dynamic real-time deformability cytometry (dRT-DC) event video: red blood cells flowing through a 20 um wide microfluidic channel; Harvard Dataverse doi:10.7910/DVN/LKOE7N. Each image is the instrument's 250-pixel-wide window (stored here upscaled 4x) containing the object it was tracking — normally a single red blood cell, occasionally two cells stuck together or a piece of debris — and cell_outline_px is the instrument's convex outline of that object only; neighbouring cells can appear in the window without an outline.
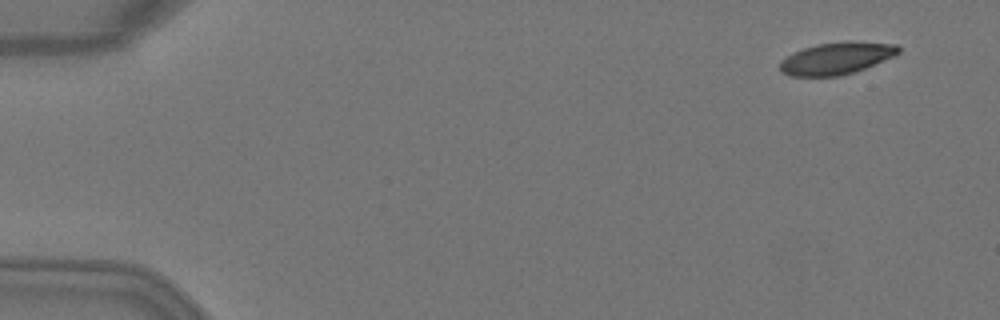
{"species": "Egyptian fruit bat (a non-hibernating species)", "species_latin": "Rousettus aegyptiacus", "temperature_condition": "warm", "stored_images_in_passage": 5, "camera_frame_rate_fps": 3000, "um_per_image_px": 0.085, "animal": {"sex": "female"}, "frame": {"image": 1, "passage_image": 1, "time_ms": 0.0, "image_size_px": [1000, 320], "cell_outline_px": [[900, 52], [896, 56], [864, 68], [840, 76], [792, 76], [780, 72], [780, 60], [792, 52], [816, 44], [848, 40], [896, 44], [900, 48]], "centroid_in_image_um": [71.1, 4.94], "position_along_channel_um": 13.9, "area_um2": 22.37}}
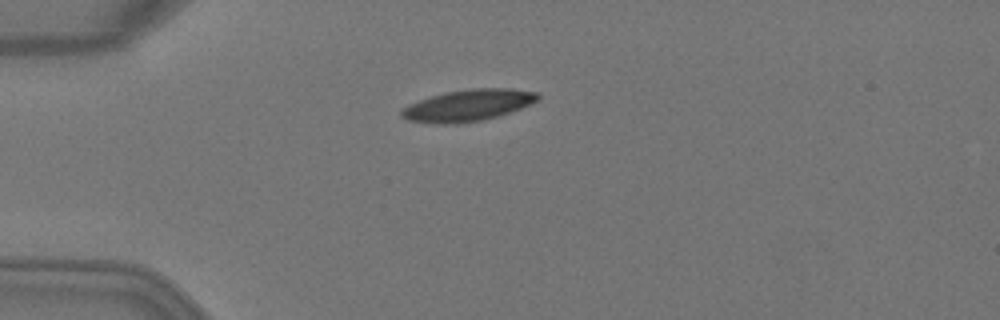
{"frame": {"image": 2, "passage_image": 4, "time_ms": 1.0, "image_size_px": [1000, 320], "cell_outline_px": [[540, 100], [500, 116], [480, 120], [456, 124], [440, 124], [408, 120], [400, 116], [400, 112], [408, 104], [444, 92], [472, 88], [512, 88], [540, 92]], "centroid_in_image_um": [39.83, 8.94], "position_along_channel_um": 45.2, "area_um2": 25.2}}
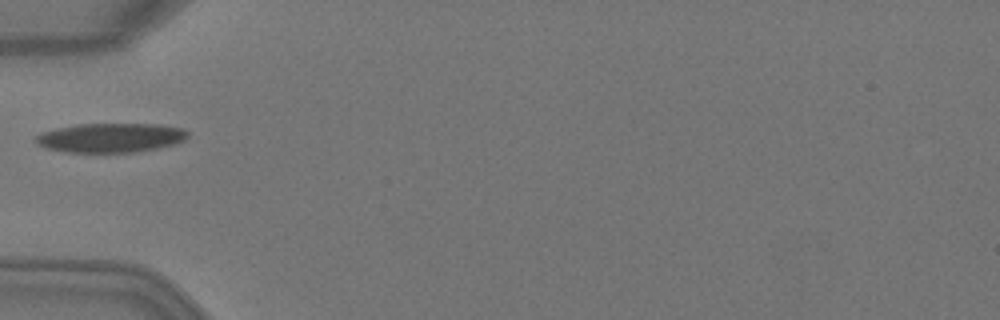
{"frame": {"image": 3, "passage_image": 5, "time_ms": 1.333, "image_size_px": [1000, 320], "cell_outline_px": [[188, 136], [184, 140], [176, 144], [136, 152], [64, 152], [44, 148], [36, 144], [32, 140], [40, 132], [56, 128], [76, 124], [160, 124], [184, 128], [188, 132]], "centroid_in_image_um": [9.36, 11.7], "position_along_channel_um": 75.6, "area_um2": 26.3}}